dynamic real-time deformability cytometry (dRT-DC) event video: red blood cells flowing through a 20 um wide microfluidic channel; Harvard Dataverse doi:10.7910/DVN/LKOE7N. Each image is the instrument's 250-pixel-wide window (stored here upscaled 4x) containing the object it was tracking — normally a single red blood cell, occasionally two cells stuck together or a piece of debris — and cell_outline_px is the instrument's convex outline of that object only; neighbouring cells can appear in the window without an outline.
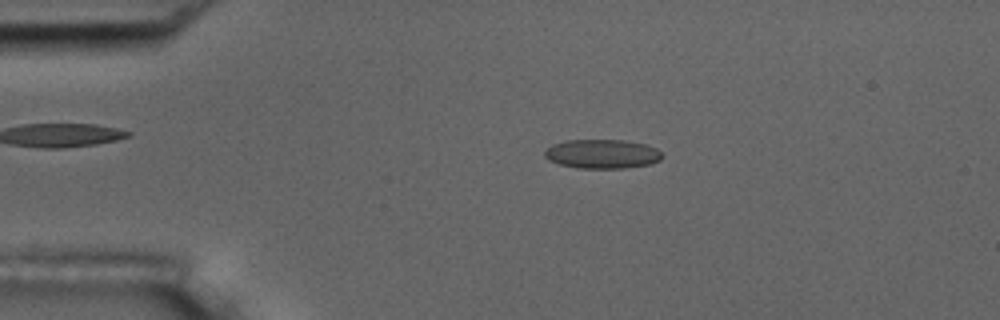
{"species": "common noctule bat (a hibernating species)", "species_latin": "Nyctalus noctula", "temperature_condition": "room temperature", "stored_images_in_passage": 6, "camera_frame_rate_fps": 3000, "um_per_image_px": 0.085, "animal": {"sex": "male", "body_mass_g": 17.5, "forearm_length_mm": 52.3}, "frame": {"image": 1, "passage_image": 3, "time_ms": 2.333, "image_size_px": [1000, 320], "cell_outline_px": [[664, 156], [660, 160], [648, 164], [624, 168], [576, 168], [560, 164], [548, 160], [544, 156], [544, 152], [552, 144], [564, 140], [624, 140], [644, 144], [656, 148]], "centroid_in_image_um": [51.16, 13.08], "position_along_channel_um": 33.8, "area_um2": 19.94}}
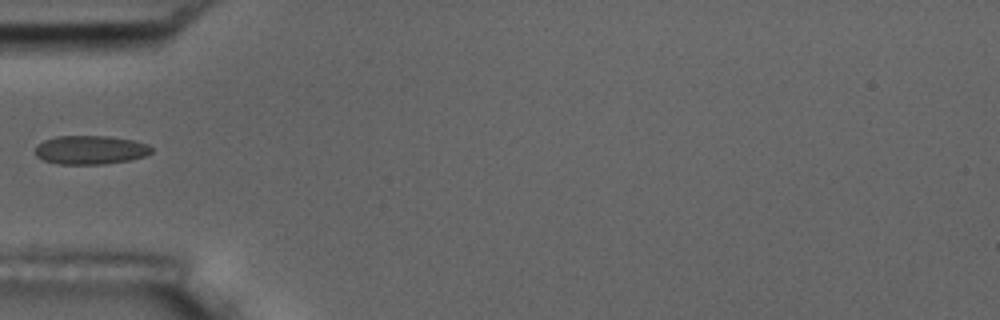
{"frame": {"image": 2, "passage_image": 5, "time_ms": 4.667, "image_size_px": [1000, 320], "cell_outline_px": [[152, 152], [144, 156], [132, 160], [104, 164], [56, 164], [44, 160], [36, 156], [36, 144], [44, 140], [56, 136], [108, 136], [132, 140], [148, 144], [152, 148]], "centroid_in_image_um": [7.68, 12.74], "position_along_channel_um": 77.3, "area_um2": 19.59}}